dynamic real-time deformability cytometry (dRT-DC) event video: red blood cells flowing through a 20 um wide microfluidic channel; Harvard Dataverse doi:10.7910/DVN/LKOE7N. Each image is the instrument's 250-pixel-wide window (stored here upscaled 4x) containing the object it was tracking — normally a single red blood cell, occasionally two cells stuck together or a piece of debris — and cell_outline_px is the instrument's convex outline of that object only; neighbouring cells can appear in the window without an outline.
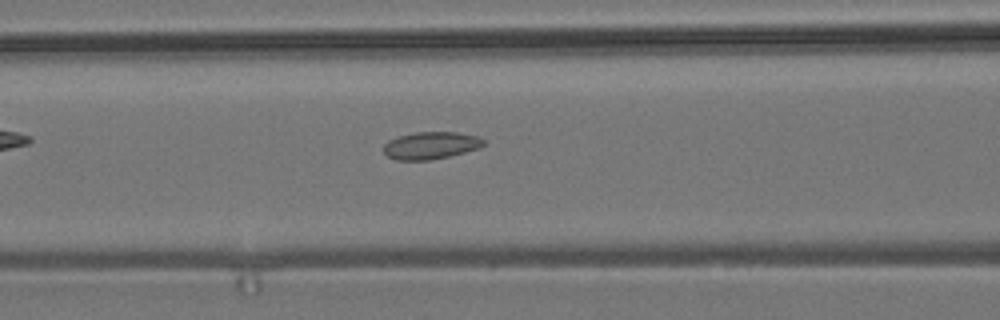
{"species": "common noctule bat (a hibernating species)", "species_latin": "Nyctalus noctula", "temperature_condition": "room temperature", "stored_images_in_passage": 32, "camera_frame_rate_fps": 3000, "um_per_image_px": 0.085, "animal": {"sex": "male", "body_mass_g": 19.2, "forearm_length_mm": 51.8}, "frame": {"image": 1, "passage_image": 5, "time_ms": 1.333, "image_size_px": [1000, 320], "cell_outline_px": [[484, 144], [480, 148], [448, 156], [428, 160], [396, 160], [388, 156], [384, 152], [384, 144], [388, 140], [400, 136], [416, 132], [456, 132], [480, 136], [484, 140]], "centroid_in_image_um": [36.63, 12.35], "position_along_channel_um": 130.0, "area_um2": 15.84}}
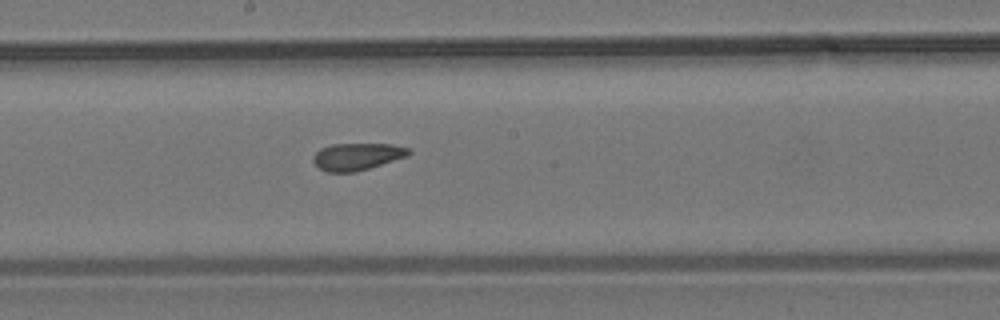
{"frame": {"image": 2, "passage_image": 12, "time_ms": 3.667, "image_size_px": [1000, 320], "cell_outline_px": [[412, 152], [408, 156], [356, 172], [328, 172], [320, 168], [312, 160], [312, 156], [320, 148], [332, 144], [392, 144], [408, 148]], "centroid_in_image_um": [30.35, 13.3], "position_along_channel_um": 217.9, "area_um2": 15.09}}
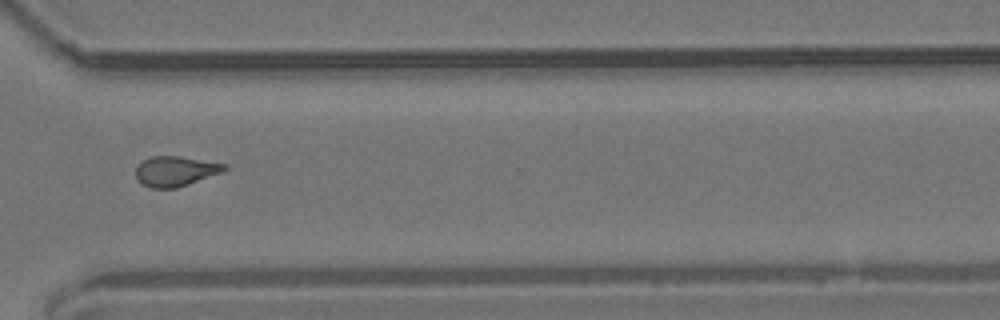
{"frame": {"image": 3, "passage_image": 23, "time_ms": 7.333, "image_size_px": [1000, 320], "cell_outline_px": [[228, 168], [224, 172], [176, 188], [152, 188], [140, 184], [136, 180], [136, 168], [144, 160], [152, 156], [176, 156], [228, 164]], "centroid_in_image_um": [14.92, 14.56], "position_along_channel_um": 355.7, "area_um2": 15.55}}